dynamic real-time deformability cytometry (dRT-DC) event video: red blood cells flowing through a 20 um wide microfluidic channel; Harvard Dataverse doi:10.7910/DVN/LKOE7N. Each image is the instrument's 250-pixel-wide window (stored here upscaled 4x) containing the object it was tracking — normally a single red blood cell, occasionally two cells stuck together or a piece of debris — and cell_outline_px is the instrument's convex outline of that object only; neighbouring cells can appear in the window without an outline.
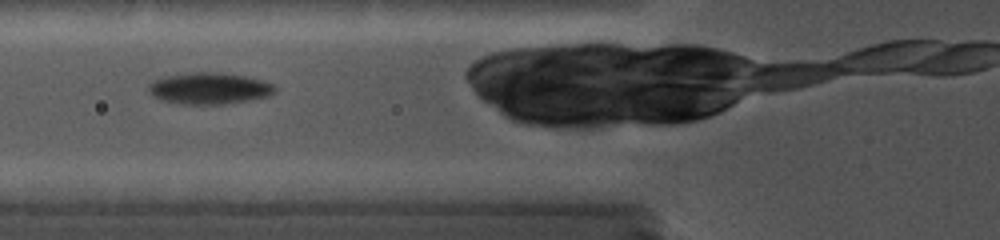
{"species": "common noctule bat (a hibernating species)", "species_latin": "Nyctalus noctula", "temperature_condition": "cold", "stored_images_in_passage": 22, "camera_frame_rate_fps": 5000, "um_per_image_px": 0.085, "animal": {"sex": "female", "body_mass_g": 19.0, "forearm_length_mm": 56.7}, "frame": {"image": 1, "passage_image": 3, "time_ms": 1.0, "image_size_px": [1000, 240], "cell_outline_px": [[276, 92], [268, 96], [248, 100], [224, 104], [184, 104], [160, 100], [152, 96], [148, 88], [148, 84], [164, 76], [192, 72], [212, 72], [244, 76], [260, 80], [272, 84], [276, 88]], "centroid_in_image_um": [17.76, 7.52], "position_along_channel_um": 108.0, "area_um2": 23.0}}
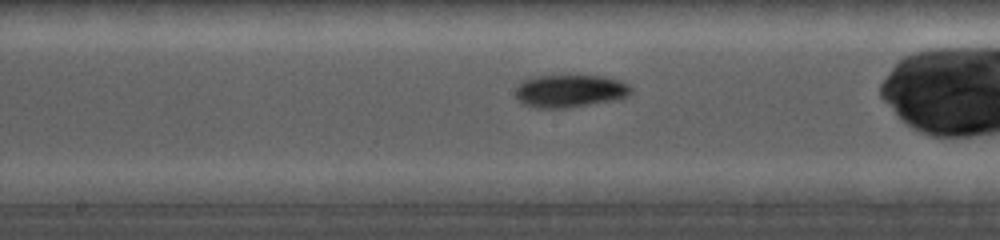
{"frame": {"image": 2, "passage_image": 9, "time_ms": 3.4, "image_size_px": [1000, 240], "cell_outline_px": [[632, 92], [628, 96], [620, 100], [564, 108], [536, 108], [520, 104], [516, 96], [516, 88], [524, 80], [532, 76], [604, 76], [620, 80], [628, 84], [632, 88]], "centroid_in_image_um": [48.47, 7.75], "position_along_channel_um": 199.7, "area_um2": 22.31}}
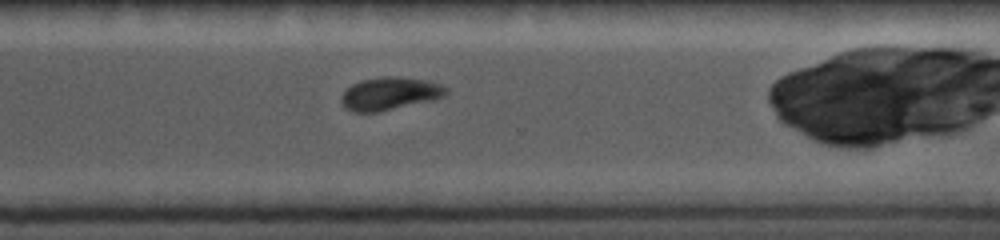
{"frame": {"image": 3, "passage_image": 18, "time_ms": 7.0, "image_size_px": [1000, 240], "cell_outline_px": [[448, 92], [444, 96], [436, 100], [380, 112], [352, 112], [340, 100], [340, 96], [352, 84], [360, 80], [384, 76], [400, 76], [428, 80], [440, 84], [448, 88]], "centroid_in_image_um": [33.18, 7.95], "position_along_channel_um": 337.4, "area_um2": 20.4}}